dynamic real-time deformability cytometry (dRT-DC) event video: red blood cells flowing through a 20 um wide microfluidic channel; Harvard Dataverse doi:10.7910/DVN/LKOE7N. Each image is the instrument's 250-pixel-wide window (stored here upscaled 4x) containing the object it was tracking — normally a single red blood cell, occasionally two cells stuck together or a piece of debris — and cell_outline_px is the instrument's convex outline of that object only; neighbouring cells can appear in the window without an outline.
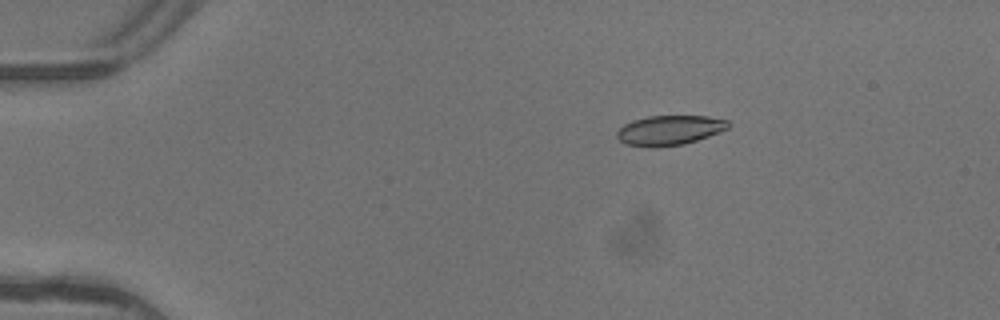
{"species": "common noctule bat (a hibernating species)", "species_latin": "Nyctalus noctula", "temperature_condition": "warm", "stored_images_in_passage": 4, "camera_frame_rate_fps": 3000, "um_per_image_px": 0.085, "animal": {"sex": "female"}, "frame": {"image": 1, "passage_image": 3, "time_ms": 0.667, "image_size_px": [1000, 320], "cell_outline_px": [[732, 124], [728, 128], [720, 132], [684, 144], [656, 148], [648, 148], [624, 144], [616, 136], [616, 132], [624, 124], [632, 120], [648, 116], [708, 116], [728, 120]], "centroid_in_image_um": [56.89, 11.08], "position_along_channel_um": 28.1, "area_um2": 19.59}}